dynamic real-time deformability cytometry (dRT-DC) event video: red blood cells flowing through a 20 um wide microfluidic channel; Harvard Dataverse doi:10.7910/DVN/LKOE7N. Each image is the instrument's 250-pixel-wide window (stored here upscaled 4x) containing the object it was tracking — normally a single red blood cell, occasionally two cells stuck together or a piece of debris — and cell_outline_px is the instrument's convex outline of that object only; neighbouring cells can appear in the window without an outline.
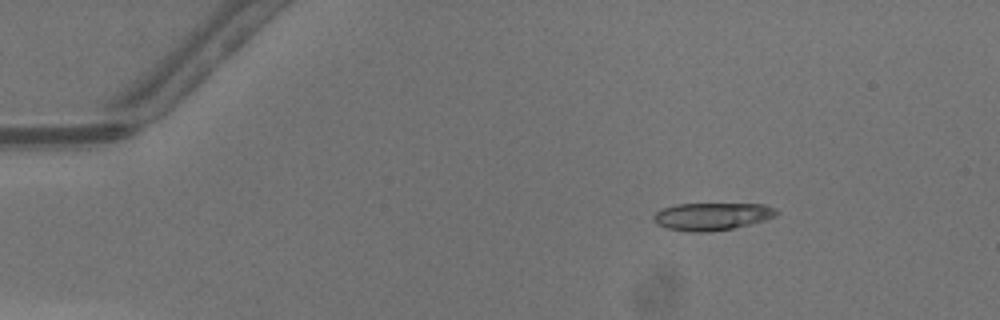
{"species": "common noctule bat (a hibernating species)", "species_latin": "Nyctalus noctula", "temperature_condition": "warm", "stored_images_in_passage": 49, "camera_frame_rate_fps": 3000, "um_per_image_px": 0.085, "animal": {"sex": "male", "body_mass_g": 13.3}, "frame": {"image": 1, "passage_image": 8, "time_ms": 2.333, "image_size_px": [1000, 320], "cell_outline_px": [[776, 216], [764, 220], [732, 228], [708, 232], [692, 232], [668, 228], [656, 224], [652, 216], [656, 212], [664, 208], [676, 204], [764, 204], [776, 208]], "centroid_in_image_um": [60.5, 18.39], "position_along_channel_um": 24.5, "area_um2": 19.48}}
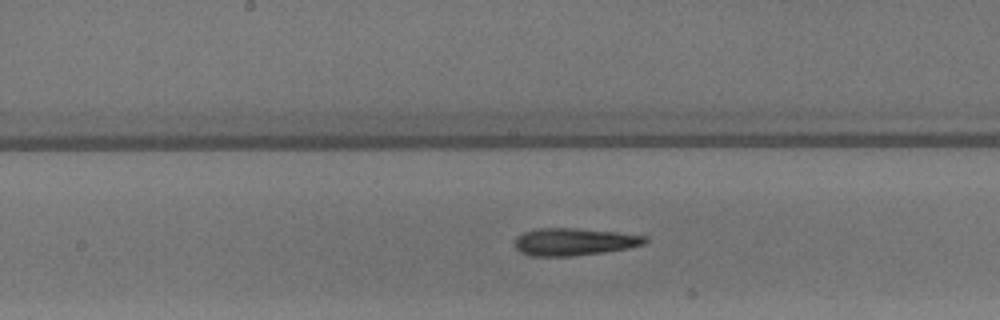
{"frame": {"image": 2, "passage_image": 26, "time_ms": 8.333, "image_size_px": [1000, 320], "cell_outline_px": [[648, 240], [644, 244], [628, 248], [604, 252], [572, 256], [532, 256], [520, 252], [516, 248], [516, 236], [524, 232], [540, 228], [576, 228], [616, 232], [648, 236]], "centroid_in_image_um": [48.82, 20.55], "position_along_channel_um": 199.4, "area_um2": 20.75}}
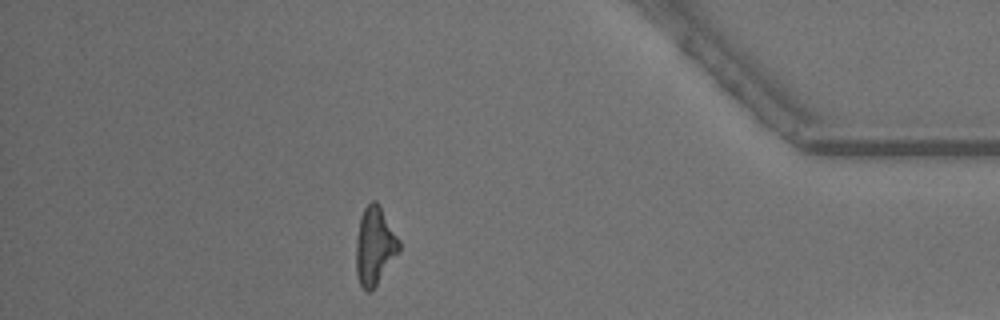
{"frame": {"image": 3, "passage_image": 43, "time_ms": 14.0, "image_size_px": [1000, 320], "cell_outline_px": [[400, 248], [376, 284], [368, 292], [364, 292], [360, 284], [356, 272], [356, 240], [360, 216], [364, 208], [372, 200], [376, 200], [380, 204], [400, 240]], "centroid_in_image_um": [31.83, 20.84], "position_along_channel_um": 403.4, "area_um2": 19.36}, "authors_computed_cell_mechanics": {"area_um2": 19.8832, "velocity_mm_per_s": 4.3343, "shape_relaxation_time_tau1_ms": 6.7433, "shape_relaxation_time_tau2_ms": 2.4615, "deformation_change_tau1": 0.2228, "deformation_change_tau2": 0.1332}}